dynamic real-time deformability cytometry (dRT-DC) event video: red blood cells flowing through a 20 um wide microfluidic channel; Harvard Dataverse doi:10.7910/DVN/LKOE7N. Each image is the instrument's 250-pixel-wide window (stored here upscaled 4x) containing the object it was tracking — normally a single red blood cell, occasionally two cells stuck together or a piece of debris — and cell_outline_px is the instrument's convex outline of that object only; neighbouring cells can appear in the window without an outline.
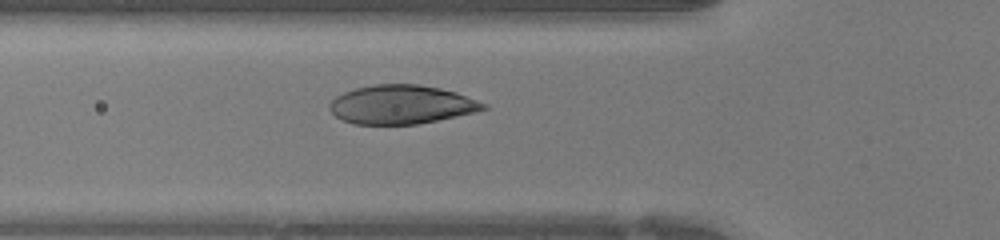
{"species": "human", "species_latin": "Homo sapiens", "temperature_condition": "warm", "stored_images_in_passage": 36, "camera_frame_rate_fps": 3000, "um_per_image_px": 0.085, "donor": {"sex": "female"}, "frame": {"image": 1, "passage_image": 10, "time_ms": 3.0, "image_size_px": [1000, 240], "cell_outline_px": [[480, 108], [432, 120], [408, 124], [364, 124], [348, 120], [352, 92], [364, 88], [392, 84], [404, 84], [432, 88], [452, 92], [476, 104]], "centroid_in_image_um": [34.41, 8.9], "position_along_channel_um": 91.4, "area_um2": 28.21}}
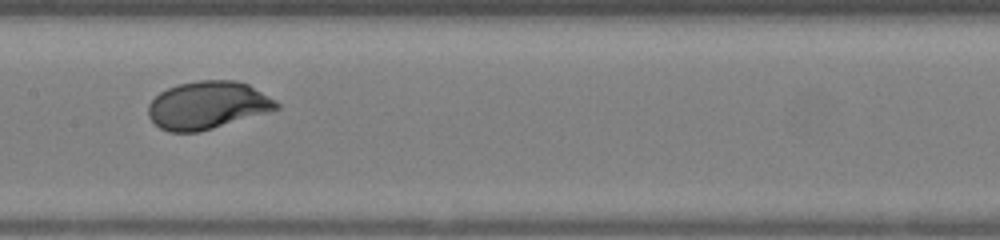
{"frame": {"image": 2, "passage_image": 16, "time_ms": 5.0, "image_size_px": [1000, 240], "cell_outline_px": [[276, 104], [272, 108], [208, 128], [188, 132], [180, 132], [164, 128], [152, 116], [152, 104], [164, 92], [172, 88], [184, 84], [244, 84]], "centroid_in_image_um": [17.56, 8.99], "position_along_channel_um": 189.8, "area_um2": 30.35}}
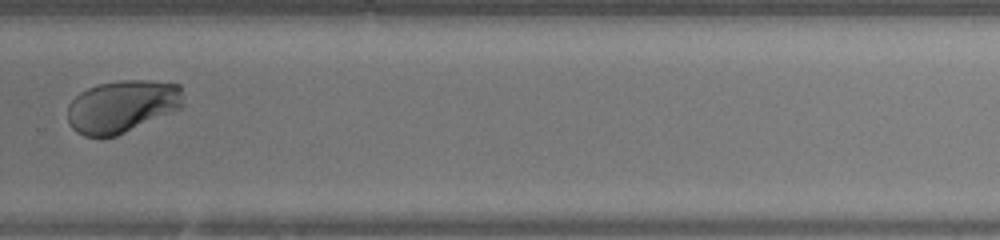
{"frame": {"image": 3, "passage_image": 24, "time_ms": 7.667, "image_size_px": [1000, 240], "cell_outline_px": [[180, 88], [160, 104], [144, 116], [120, 132], [112, 136], [88, 136], [80, 132], [76, 128], [108, 84], [176, 84]], "centroid_in_image_um": [10.46, 9.12], "position_along_channel_um": 319.3, "area_um2": 22.66}}